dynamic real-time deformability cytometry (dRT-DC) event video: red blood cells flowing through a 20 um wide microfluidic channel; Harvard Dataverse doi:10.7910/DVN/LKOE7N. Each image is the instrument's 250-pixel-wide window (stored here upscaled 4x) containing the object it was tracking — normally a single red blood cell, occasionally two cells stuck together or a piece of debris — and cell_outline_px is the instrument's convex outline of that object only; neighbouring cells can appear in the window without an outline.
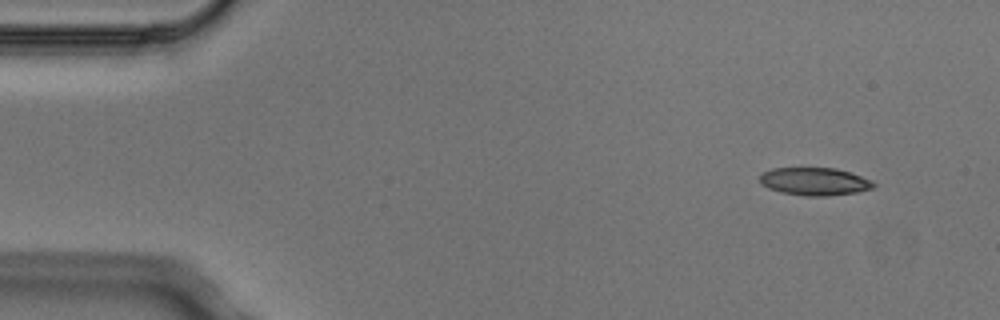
{"species": "Egyptian fruit bat (a non-hibernating species)", "species_latin": "Rousettus aegyptiacus", "temperature_condition": "cold", "stored_images_in_passage": 3, "camera_frame_rate_fps": 3000, "um_per_image_px": 0.085, "animal": {"sex": "male"}, "frame": {"image": 1, "passage_image": 1, "time_ms": 0.0, "image_size_px": [1000, 320], "cell_outline_px": [[876, 184], [872, 188], [856, 192], [824, 196], [804, 196], [780, 192], [768, 188], [760, 184], [760, 176], [764, 172], [772, 168], [836, 168], [872, 180]], "centroid_in_image_um": [69.21, 15.43], "position_along_channel_um": 15.8, "area_um2": 18.32}}
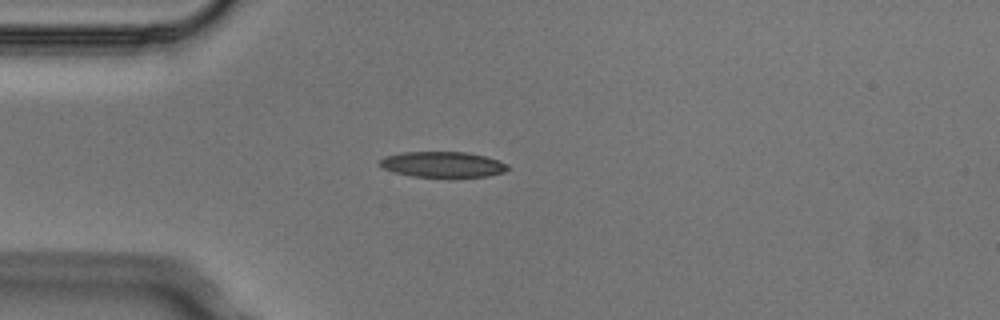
{"frame": {"image": 2, "passage_image": 3, "time_ms": 0.667, "image_size_px": [1000, 320], "cell_outline_px": [[512, 168], [504, 172], [488, 176], [452, 180], [412, 176], [392, 172], [384, 168], [380, 164], [380, 160], [384, 156], [404, 152], [468, 152], [484, 156], [508, 164]], "centroid_in_image_um": [37.68, 14.03], "position_along_channel_um": 47.3, "area_um2": 20.0}}